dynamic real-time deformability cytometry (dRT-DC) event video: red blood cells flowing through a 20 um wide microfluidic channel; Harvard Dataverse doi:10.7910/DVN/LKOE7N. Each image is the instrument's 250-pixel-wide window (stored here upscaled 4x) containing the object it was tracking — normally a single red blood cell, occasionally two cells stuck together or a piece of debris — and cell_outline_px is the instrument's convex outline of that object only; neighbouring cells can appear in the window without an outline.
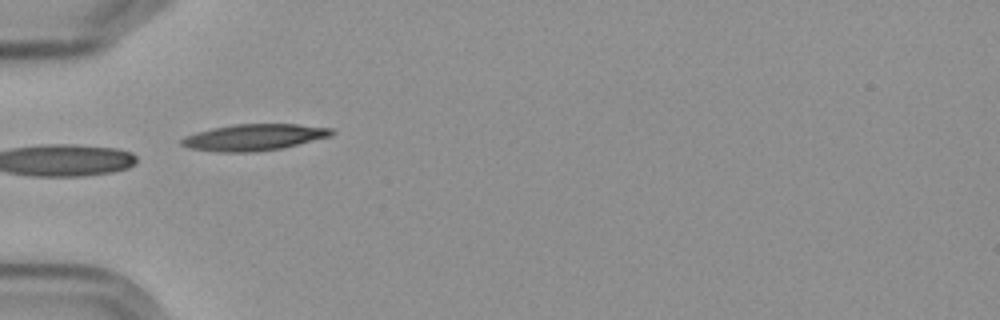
{"species": "Egyptian fruit bat (a non-hibernating species)", "species_latin": "Rousettus aegyptiacus", "temperature_condition": "cold", "stored_images_in_passage": 3, "camera_frame_rate_fps": 3000, "um_per_image_px": 0.085, "frame": {"image": 1, "passage_image": 2, "time_ms": 1.333, "image_size_px": [1000, 320], "cell_outline_px": [[336, 132], [332, 136], [280, 148], [256, 152], [220, 152], [188, 148], [180, 144], [180, 140], [184, 136], [196, 132], [212, 128], [232, 124], [296, 124], [332, 128]], "centroid_in_image_um": [21.57, 11.66], "position_along_channel_um": 63.4, "area_um2": 23.18}}
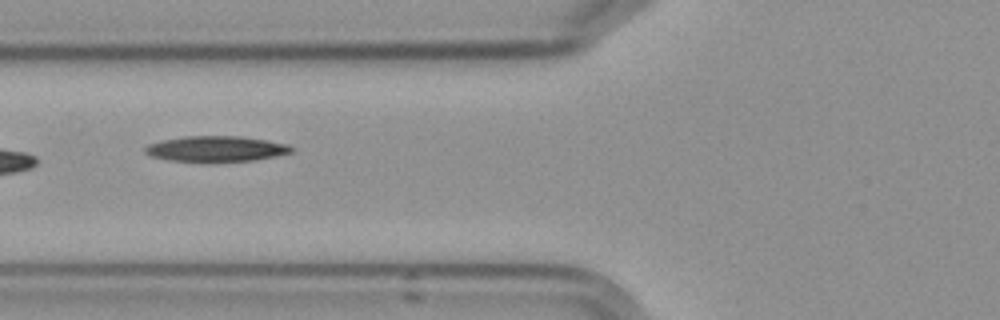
{"frame": {"image": 2, "passage_image": 3, "time_ms": 2.667, "image_size_px": [1000, 320], "cell_outline_px": [[292, 152], [252, 160], [172, 160], [152, 156], [144, 152], [144, 148], [148, 144], [160, 140], [184, 136], [240, 136], [288, 144], [292, 148]], "centroid_in_image_um": [18.32, 12.61], "position_along_channel_um": 107.5, "area_um2": 21.04}}